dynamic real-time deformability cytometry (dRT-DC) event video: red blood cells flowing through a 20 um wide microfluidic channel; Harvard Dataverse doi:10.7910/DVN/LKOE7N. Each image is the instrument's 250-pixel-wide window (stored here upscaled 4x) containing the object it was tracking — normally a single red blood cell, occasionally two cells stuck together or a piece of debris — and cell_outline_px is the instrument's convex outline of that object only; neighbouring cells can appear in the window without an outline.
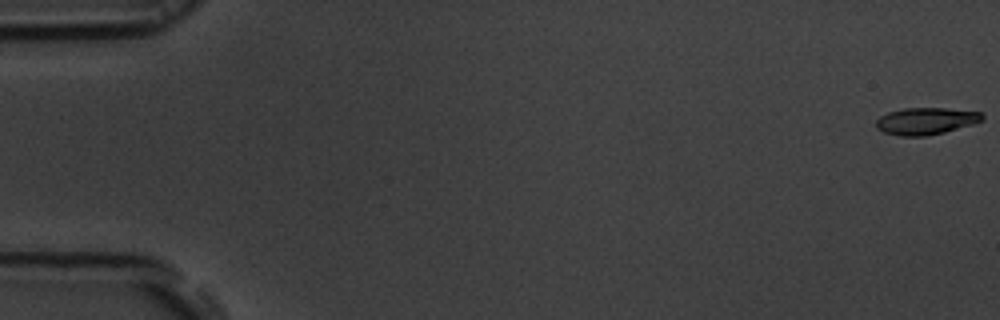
{"species": "common noctule bat (a hibernating species)", "species_latin": "Nyctalus noctula", "temperature_condition": "room temperature", "stored_images_in_passage": 54, "camera_frame_rate_fps": 3000, "um_per_image_px": 0.085, "animal": {"sex": "male", "body_mass_g": 19.5, "forearm_length_mm": 54.6}, "frame": {"image": 1, "passage_image": 1, "time_ms": 0.0, "image_size_px": [1000, 320], "cell_outline_px": [[984, 120], [972, 124], [944, 132], [924, 136], [900, 136], [884, 132], [876, 128], [876, 120], [880, 116], [888, 112], [904, 108], [944, 108], [980, 112], [984, 116]], "centroid_in_image_um": [78.68, 10.28], "position_along_channel_um": 6.3, "area_um2": 16.59}}
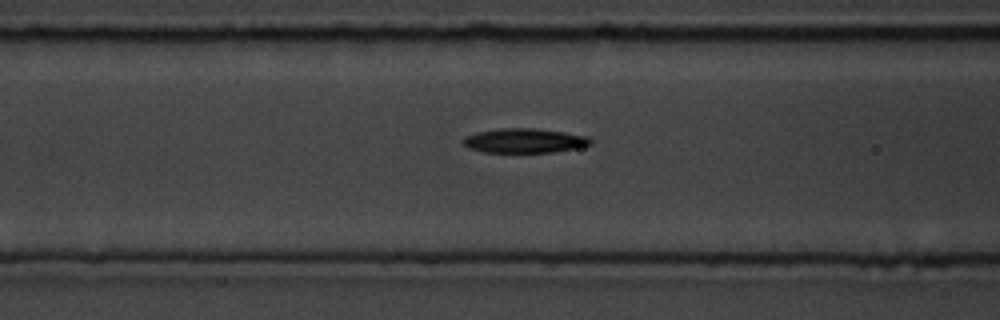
{"frame": {"image": 2, "passage_image": 22, "time_ms": 7.0, "image_size_px": [1000, 320], "cell_outline_px": [[592, 144], [552, 152], [484, 152], [468, 148], [460, 140], [464, 136], [476, 132], [500, 128], [536, 128], [564, 132], [588, 136], [592, 140]], "centroid_in_image_um": [44.52, 11.94], "position_along_channel_um": 122.1, "area_um2": 18.15}}
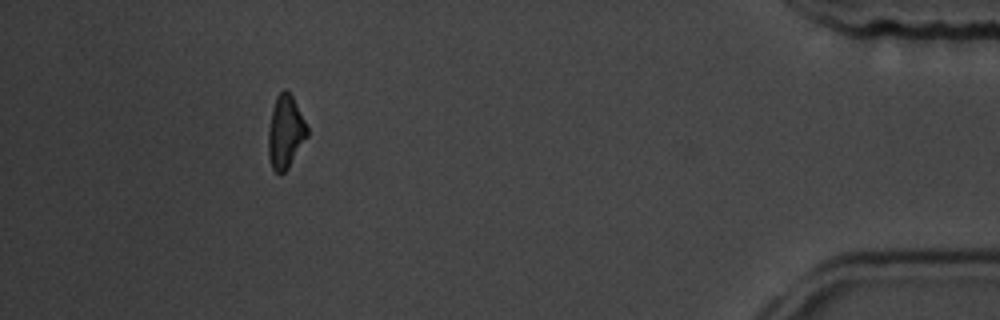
{"frame": {"image": 3, "passage_image": 49, "time_ms": 16.0, "image_size_px": [1000, 320], "cell_outline_px": [[308, 136], [288, 168], [280, 176], [272, 168], [268, 156], [268, 132], [272, 108], [276, 96], [284, 88], [292, 96], [308, 128]], "centroid_in_image_um": [24.25, 11.24], "position_along_channel_um": 411.0, "area_um2": 16.53}, "authors_computed_cell_mechanics": {"area_um2": 17.4267, "velocity_mm_per_s": 3.8605, "shape_relaxation_time_tau1_ms": 2.1873, "shape_relaxation_time_tau2_ms": 4.3841, "deformation_change_tau1": 0.1498, "deformation_change_tau2": 0.1387}}